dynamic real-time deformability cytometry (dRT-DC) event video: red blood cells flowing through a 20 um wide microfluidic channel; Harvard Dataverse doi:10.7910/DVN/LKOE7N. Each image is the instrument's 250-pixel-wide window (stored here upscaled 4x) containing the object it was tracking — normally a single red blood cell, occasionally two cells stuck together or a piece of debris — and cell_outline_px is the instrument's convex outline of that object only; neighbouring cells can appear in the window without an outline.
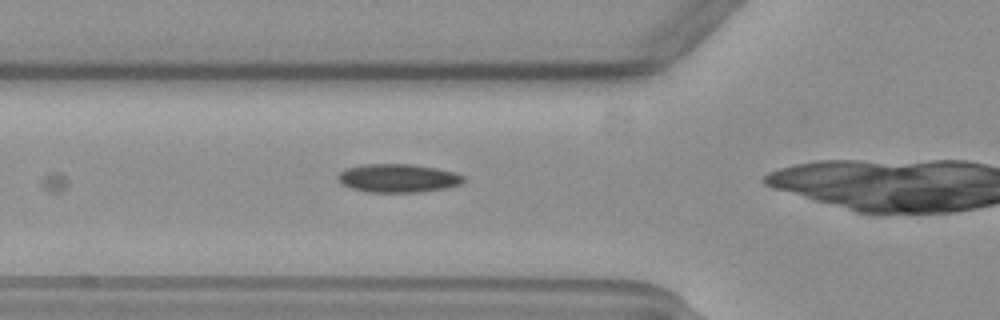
{"species": "common noctule bat (a hibernating species)", "species_latin": "Nyctalus noctula", "temperature_condition": "warm", "stored_images_in_passage": 7, "camera_frame_rate_fps": 3000, "um_per_image_px": 0.085, "animal": {"sex": "female", "body_mass_g": 19.3, "forearm_length_mm": 54.1}, "frame": {"image": 1, "passage_image": 3, "time_ms": 0.667, "image_size_px": [1000, 320], "cell_outline_px": [[468, 180], [460, 184], [448, 188], [420, 192], [368, 192], [352, 188], [340, 184], [336, 176], [344, 168], [360, 164], [380, 160], [416, 164], [440, 168], [456, 172], [468, 176]], "centroid_in_image_um": [33.85, 15.08], "position_along_channel_um": 91.9, "area_um2": 22.31}}